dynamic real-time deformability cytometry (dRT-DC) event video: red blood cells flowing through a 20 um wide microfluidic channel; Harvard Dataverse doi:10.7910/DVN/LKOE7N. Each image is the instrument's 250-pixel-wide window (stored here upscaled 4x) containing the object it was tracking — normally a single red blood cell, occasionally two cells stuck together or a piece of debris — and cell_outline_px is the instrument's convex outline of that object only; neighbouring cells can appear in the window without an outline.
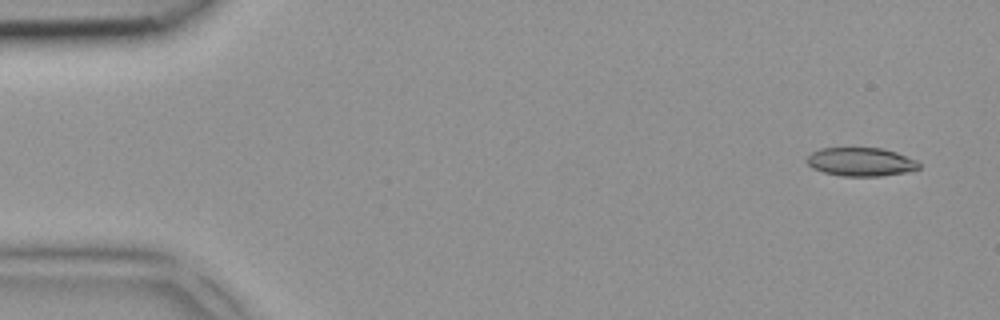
{"species": "common noctule bat (a hibernating species)", "species_latin": "Nyctalus noctula", "temperature_condition": "room temperature", "stored_images_in_passage": 3, "camera_frame_rate_fps": 3000, "um_per_image_px": 0.085, "animal": {"sex": "female", "body_mass_g": 18.4}, "frame": {"image": 1, "passage_image": 1, "time_ms": 0.0, "image_size_px": [1000, 320], "cell_outline_px": [[920, 168], [908, 172], [880, 176], [844, 176], [824, 172], [812, 168], [804, 160], [812, 152], [820, 148], [884, 148], [896, 152], [916, 160], [920, 164]], "centroid_in_image_um": [73.17, 13.75], "position_along_channel_um": 11.8, "area_um2": 18.73}}